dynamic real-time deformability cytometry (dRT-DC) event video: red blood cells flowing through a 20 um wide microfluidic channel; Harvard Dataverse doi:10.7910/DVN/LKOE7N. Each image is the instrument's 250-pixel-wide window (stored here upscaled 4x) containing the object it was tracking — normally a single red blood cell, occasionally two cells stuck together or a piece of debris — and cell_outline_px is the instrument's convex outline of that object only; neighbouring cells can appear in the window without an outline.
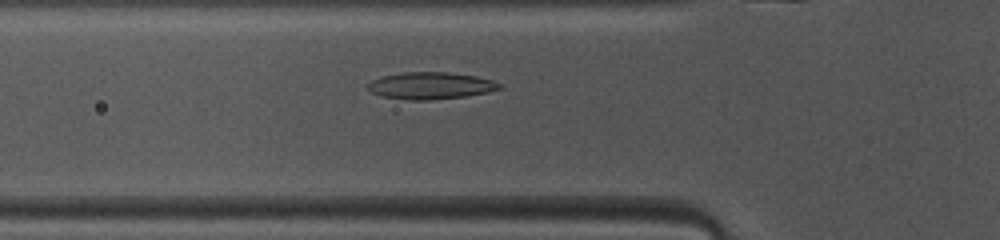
{"species": "common noctule bat (a hibernating species)", "species_latin": "Nyctalus noctula", "temperature_condition": "warm", "stored_images_in_passage": 46, "camera_frame_rate_fps": 3000, "um_per_image_px": 0.085, "animal": {"sex": "female", "body_mass_g": 10.0, "forearm_length_mm": 53.1}, "frame": {"image": 1, "passage_image": 14, "time_ms": 4.333, "image_size_px": [1000, 240], "cell_outline_px": [[504, 88], [488, 92], [464, 96], [428, 100], [412, 100], [380, 96], [372, 92], [368, 88], [368, 84], [372, 80], [384, 76], [404, 72], [448, 72], [476, 76], [492, 80], [500, 84]], "centroid_in_image_um": [36.62, 7.28], "position_along_channel_um": 89.2, "area_um2": 20.52}}
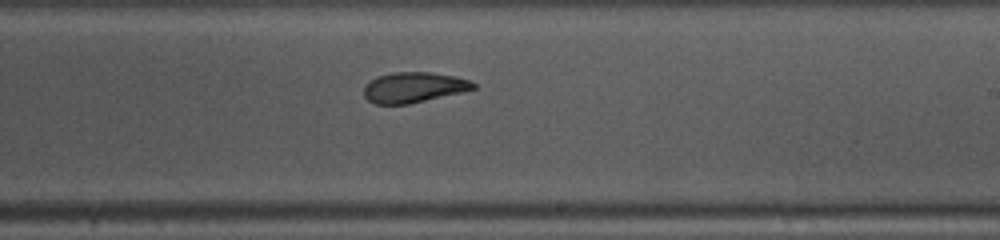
{"frame": {"image": 2, "passage_image": 26, "time_ms": 8.333, "image_size_px": [1000, 240], "cell_outline_px": [[476, 88], [460, 92], [408, 104], [376, 104], [368, 100], [364, 96], [364, 88], [372, 80], [380, 76], [392, 72], [428, 72], [456, 76], [468, 80], [476, 84]], "centroid_in_image_um": [35.17, 7.42], "position_along_channel_um": 253.8, "area_um2": 19.02}}
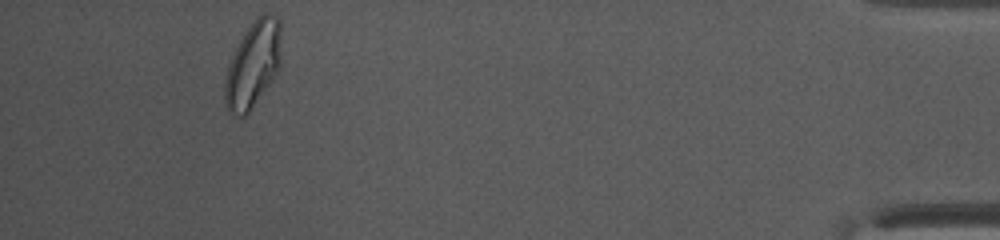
{"frame": {"image": 3, "passage_image": 43, "time_ms": 14.0, "image_size_px": [1000, 240], "cell_outline_px": [[280, 64], [276, 72], [268, 84], [248, 112], [244, 116], [232, 116], [224, 104], [224, 84], [228, 64], [244, 32], [256, 16], [264, 12], [268, 12], [276, 16], [280, 20]], "centroid_in_image_um": [21.48, 5.45], "position_along_channel_um": 413.7, "area_um2": 28.09}, "authors_computed_cell_mechanics": {"area_um2": 21.4149, "velocity_mm_per_s": 4.0998, "shape_relaxation_time_tau1_ms": 6.8007, "shape_relaxation_time_tau2_ms": 2.2062, "deformation_change_tau1": 0.1812, "deformation_change_tau2": 0.0875}}